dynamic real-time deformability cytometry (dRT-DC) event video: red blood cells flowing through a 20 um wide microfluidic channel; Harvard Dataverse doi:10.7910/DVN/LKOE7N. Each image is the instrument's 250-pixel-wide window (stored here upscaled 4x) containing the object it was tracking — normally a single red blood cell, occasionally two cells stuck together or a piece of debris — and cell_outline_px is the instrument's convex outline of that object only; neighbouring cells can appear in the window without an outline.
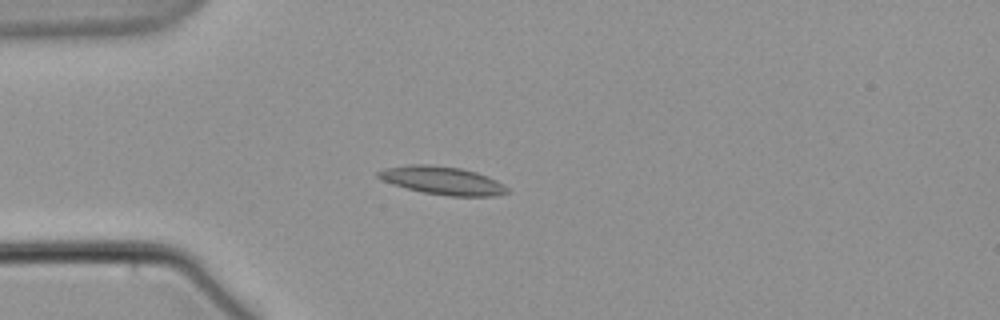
{"species": "common noctule bat (a hibernating species)", "species_latin": "Nyctalus noctula", "temperature_condition": "warm", "stored_images_in_passage": 11, "camera_frame_rate_fps": 3000, "um_per_image_px": 0.085, "animal": {"sex": "male", "body_mass_g": 21.5, "forearm_length_mm": 52.0}, "frame": {"image": 1, "passage_image": 4, "time_ms": 4.667, "image_size_px": [1000, 320], "cell_outline_px": [[512, 192], [496, 196], [448, 196], [424, 192], [392, 184], [376, 176], [376, 172], [384, 168], [412, 164], [428, 164], [460, 168], [476, 172], [488, 176], [504, 184]], "centroid_in_image_um": [37.65, 15.34], "position_along_channel_um": 47.4, "area_um2": 21.15}}
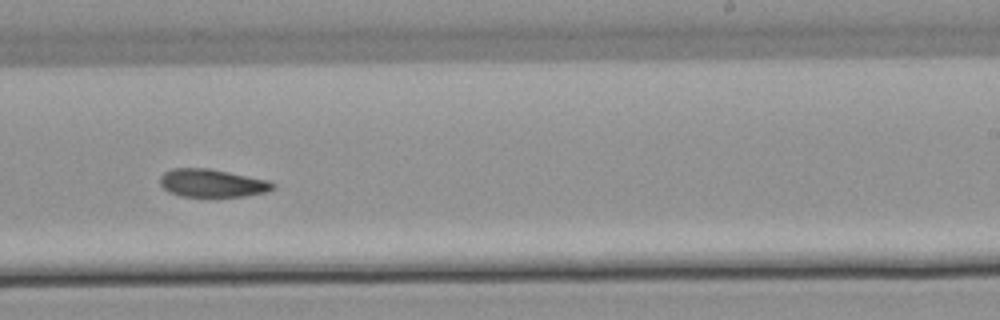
{"frame": {"image": 2, "passage_image": 10, "time_ms": 12.0, "image_size_px": [1000, 320], "cell_outline_px": [[276, 188], [264, 192], [244, 196], [180, 196], [168, 192], [160, 184], [160, 176], [164, 172], [172, 168], [208, 168], [268, 180], [276, 184]], "centroid_in_image_um": [18.01, 15.56], "position_along_channel_um": 271.0, "area_um2": 18.32}}